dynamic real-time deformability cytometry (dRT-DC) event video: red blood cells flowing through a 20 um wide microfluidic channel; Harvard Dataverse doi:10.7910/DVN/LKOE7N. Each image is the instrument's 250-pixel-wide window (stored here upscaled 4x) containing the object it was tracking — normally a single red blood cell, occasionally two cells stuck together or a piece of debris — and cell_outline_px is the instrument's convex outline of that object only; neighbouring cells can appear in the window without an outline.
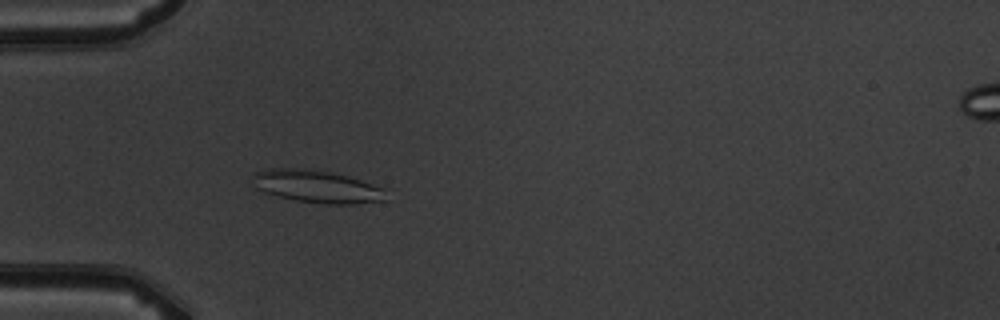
{"species": "common noctule bat (a hibernating species)", "species_latin": "Nyctalus noctula", "temperature_condition": "warm", "stored_images_in_passage": 4, "camera_frame_rate_fps": 3000, "um_per_image_px": 0.085, "animal": {"sex": "male", "body_mass_g": 19.5, "forearm_length_mm": 54.6}, "frame": {"image": 1, "passage_image": 4, "time_ms": 3.667, "image_size_px": [1000, 320], "cell_outline_px": [[384, 200], [356, 204], [328, 204], [296, 200], [276, 196], [264, 192], [256, 188], [252, 176], [256, 172], [268, 168], [300, 168], [328, 172], [348, 176], [384, 188]], "centroid_in_image_um": [26.89, 15.85], "position_along_channel_um": 58.1, "area_um2": 25.03}}